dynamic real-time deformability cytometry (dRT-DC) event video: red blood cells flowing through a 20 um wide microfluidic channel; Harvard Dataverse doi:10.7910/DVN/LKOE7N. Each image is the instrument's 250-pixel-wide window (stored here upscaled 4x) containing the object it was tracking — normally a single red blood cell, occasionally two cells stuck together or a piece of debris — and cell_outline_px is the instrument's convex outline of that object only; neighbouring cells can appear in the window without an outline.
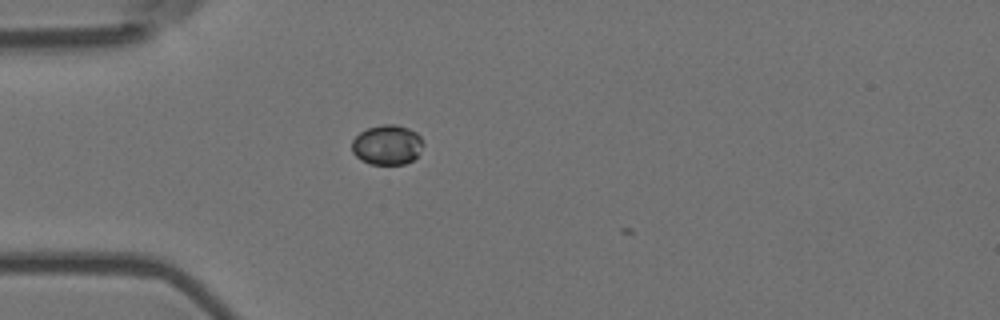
{"species": "Egyptian fruit bat (a non-hibernating species)", "species_latin": "Rousettus aegyptiacus", "temperature_condition": "room temperature", "stored_images_in_passage": 2, "camera_frame_rate_fps": 3000, "um_per_image_px": 0.085, "animal": {"sex": "female"}, "frame": {"image": 1, "passage_image": 1, "time_ms": 0.0, "image_size_px": [1000, 320], "cell_outline_px": [[424, 144], [416, 156], [412, 160], [404, 164], [368, 164], [360, 160], [352, 152], [352, 140], [360, 132], [368, 128], [380, 124], [396, 124], [408, 128], [416, 132], [420, 136]], "centroid_in_image_um": [32.89, 12.31], "position_along_channel_um": 52.1, "area_um2": 16.65}}